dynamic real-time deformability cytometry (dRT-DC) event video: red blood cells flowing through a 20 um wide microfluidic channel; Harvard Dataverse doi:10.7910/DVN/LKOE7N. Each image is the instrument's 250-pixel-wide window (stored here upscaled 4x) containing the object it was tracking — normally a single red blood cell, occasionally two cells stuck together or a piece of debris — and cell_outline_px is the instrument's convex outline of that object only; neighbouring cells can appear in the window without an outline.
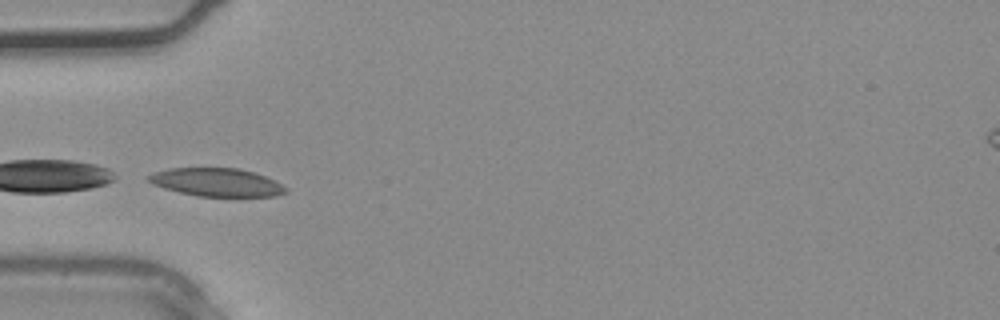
{"species": "common noctule bat (a hibernating species)", "species_latin": "Nyctalus noctula", "temperature_condition": "warm", "stored_images_in_passage": 2, "camera_frame_rate_fps": 3000, "um_per_image_px": 0.085, "animal": {"sex": "male", "body_mass_g": 20.4}, "frame": {"image": 1, "passage_image": 2, "time_ms": 0.333, "image_size_px": [1000, 320], "cell_outline_px": [[288, 192], [276, 196], [196, 196], [164, 188], [152, 184], [144, 176], [168, 168], [240, 168], [264, 176], [288, 188]], "centroid_in_image_um": [18.39, 15.49], "position_along_channel_um": 66.6, "area_um2": 22.43}}